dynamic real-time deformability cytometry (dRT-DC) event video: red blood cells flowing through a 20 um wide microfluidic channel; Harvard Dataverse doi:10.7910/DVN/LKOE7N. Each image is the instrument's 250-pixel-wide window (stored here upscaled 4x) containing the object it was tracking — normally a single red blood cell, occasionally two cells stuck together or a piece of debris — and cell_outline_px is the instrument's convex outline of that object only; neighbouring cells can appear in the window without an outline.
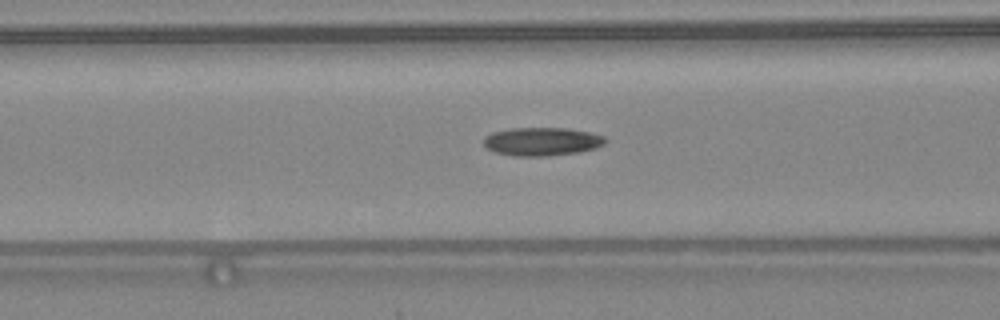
{"species": "common noctule bat (a hibernating species)", "species_latin": "Nyctalus noctula", "temperature_condition": "warm", "stored_images_in_passage": 42, "camera_frame_rate_fps": 3000, "um_per_image_px": 0.085, "animal": {"sex": "female", "body_mass_g": 24.6, "forearm_length_mm": 56.2}, "frame": {"image": 1, "passage_image": 19, "time_ms": 6.0, "image_size_px": [1000, 320], "cell_outline_px": [[608, 140], [604, 144], [596, 148], [576, 152], [548, 156], [516, 156], [496, 152], [488, 148], [484, 144], [484, 136], [492, 132], [512, 128], [568, 128], [588, 132], [604, 136]], "centroid_in_image_um": [46.07, 12.02], "position_along_channel_um": 120.5, "area_um2": 20.0}, "authors_computed_cell_mechanics": {"area_um2": 19.0162, "velocity_mm_per_s": 4.4043, "shape_relaxation_time_tau1_ms": null, "shape_relaxation_time_tau2_ms": 3.9344, "deformation_change_tau1": null, "deformation_change_tau2": 0.1313}}